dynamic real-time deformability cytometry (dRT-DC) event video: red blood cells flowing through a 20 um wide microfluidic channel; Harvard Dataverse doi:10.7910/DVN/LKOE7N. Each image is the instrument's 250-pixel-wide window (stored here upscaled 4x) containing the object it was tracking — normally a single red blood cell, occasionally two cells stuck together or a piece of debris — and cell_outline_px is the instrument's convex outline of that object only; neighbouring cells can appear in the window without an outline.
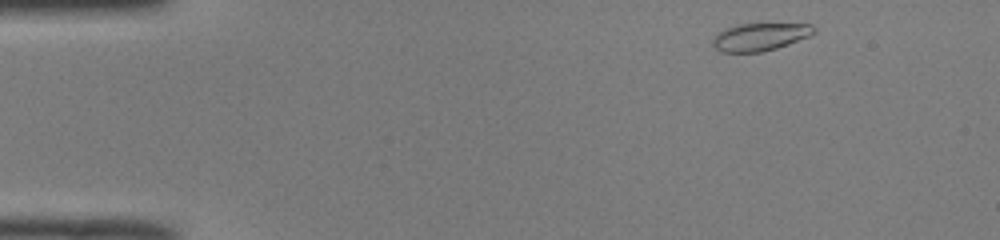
{"species": "common noctule bat (a hibernating species)", "species_latin": "Nyctalus noctula", "temperature_condition": "room temperature", "stored_images_in_passage": 9, "camera_frame_rate_fps": 3000, "um_per_image_px": 0.085, "animal": {"sex": "male", "body_mass_g": 19.0, "forearm_length_mm": 50.8}, "frame": {"image": 1, "passage_image": 1, "time_ms": 0.0, "image_size_px": [1000, 240], "cell_outline_px": [[816, 32], [808, 36], [788, 44], [776, 48], [760, 52], [720, 52], [712, 44], [712, 40], [720, 32], [736, 24], [812, 24], [816, 28]], "centroid_in_image_um": [64.61, 3.13], "position_along_channel_um": 20.4, "area_um2": 16.07}}